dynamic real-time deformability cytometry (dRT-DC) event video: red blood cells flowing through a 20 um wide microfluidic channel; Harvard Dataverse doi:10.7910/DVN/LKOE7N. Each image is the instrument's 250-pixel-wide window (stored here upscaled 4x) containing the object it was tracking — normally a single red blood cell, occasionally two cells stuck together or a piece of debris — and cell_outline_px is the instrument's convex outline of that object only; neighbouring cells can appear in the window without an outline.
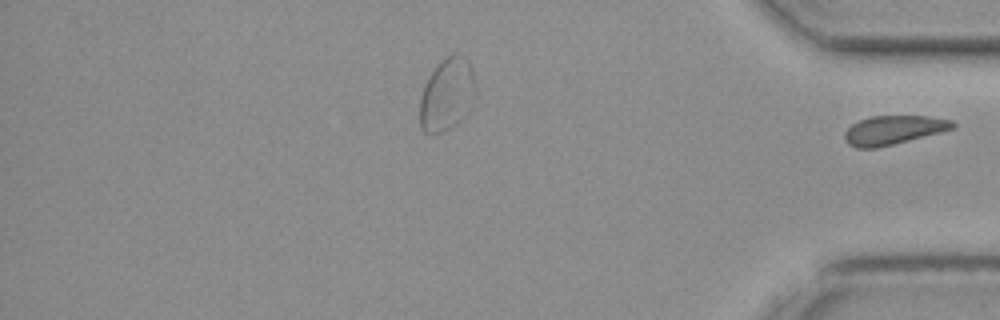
{"species": "common noctule bat (a hibernating species)", "species_latin": "Nyctalus noctula", "temperature_condition": "cold", "stored_images_in_passage": 33, "segment_of_instrument_passage": [2, 2], "camera_frame_rate_fps": 3000, "um_per_image_px": 0.085, "animal": {"sex": "female", "body_mass_g": 19.3, "forearm_length_mm": 54.1}, "frame": {"image": 1, "passage_image": 33, "time_ms": 10.667, "image_size_px": [1000, 320], "cell_outline_px": [[956, 128], [876, 148], [856, 148], [848, 144], [844, 140], [844, 132], [852, 124], [860, 120], [872, 116], [928, 116], [952, 120], [956, 124]], "centroid_in_image_um": [75.93, 11.05], "position_along_channel_um": 359.3, "area_um2": 18.09}}